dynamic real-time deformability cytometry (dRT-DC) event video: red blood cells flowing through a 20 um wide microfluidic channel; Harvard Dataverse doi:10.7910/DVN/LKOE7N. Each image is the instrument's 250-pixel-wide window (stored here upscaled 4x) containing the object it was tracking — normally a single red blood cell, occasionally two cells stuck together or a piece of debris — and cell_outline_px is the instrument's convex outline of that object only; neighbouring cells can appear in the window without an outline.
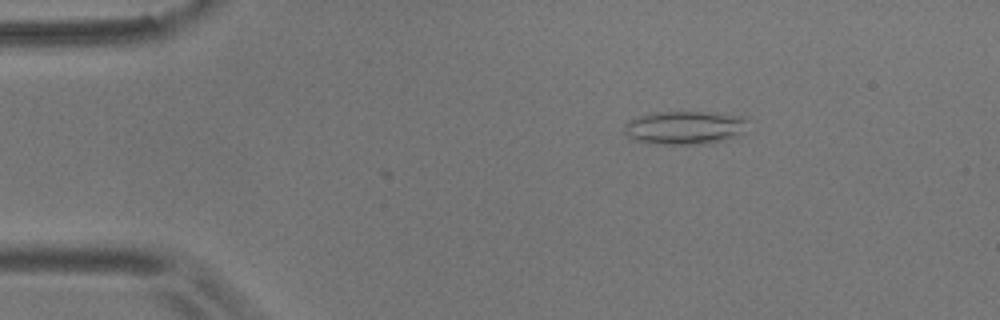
{"species": "common noctule bat (a hibernating species)", "species_latin": "Nyctalus noctula", "temperature_condition": "room temperature", "stored_images_in_passage": 45, "camera_frame_rate_fps": 3000, "um_per_image_px": 0.085, "animal": {"sex": "male", "body_mass_g": 17.9}, "frame": {"image": 1, "passage_image": 9, "time_ms": 2.667, "image_size_px": [1000, 320], "cell_outline_px": [[752, 120], [744, 132], [736, 136], [724, 140], [708, 144], [656, 144], [636, 140], [628, 136], [624, 132], [624, 124], [628, 120], [636, 116], [652, 112], [716, 112], [744, 116]], "centroid_in_image_um": [58.26, 10.83], "position_along_channel_um": 26.7, "area_um2": 24.68}}
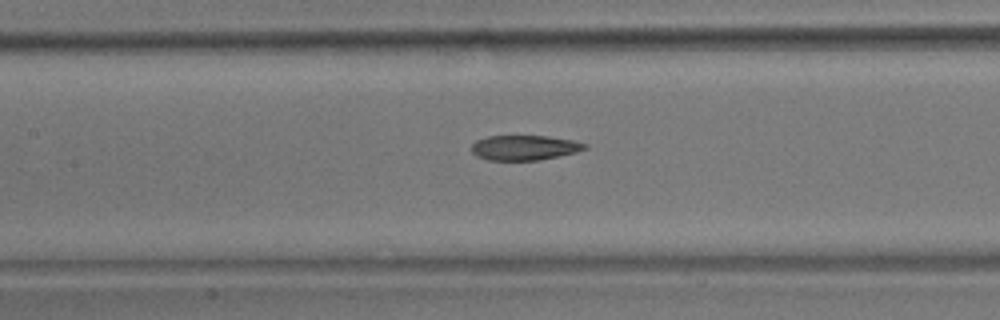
{"frame": {"image": 2, "passage_image": 25, "time_ms": 8.0, "image_size_px": [1000, 320], "cell_outline_px": [[588, 148], [576, 152], [560, 156], [540, 160], [488, 160], [476, 156], [472, 152], [472, 144], [476, 140], [488, 136], [548, 136], [572, 140], [588, 144]], "centroid_in_image_um": [44.59, 12.55], "position_along_channel_um": 162.8, "area_um2": 16.53}}
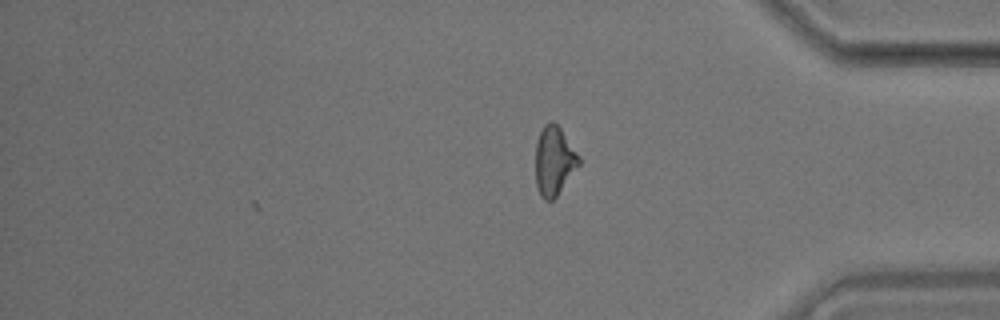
{"frame": {"image": 3, "passage_image": 45, "time_ms": 14.667, "image_size_px": [1000, 320], "cell_outline_px": [[580, 164], [556, 196], [552, 200], [544, 200], [540, 196], [536, 184], [536, 144], [540, 132], [544, 124], [552, 120], [560, 128], [580, 156]], "centroid_in_image_um": [47.1, 13.67], "position_along_channel_um": 388.1, "area_um2": 17.28}, "authors_computed_cell_mechanics": {"area_um2": 18.0336, "velocity_mm_per_s": 3.6511, "shape_relaxation_time_tau1_ms": 10.731, "shape_relaxation_time_tau2_ms": 4.3475, "deformation_change_tau1": 0.2216, "deformation_change_tau2": 0.1302}}